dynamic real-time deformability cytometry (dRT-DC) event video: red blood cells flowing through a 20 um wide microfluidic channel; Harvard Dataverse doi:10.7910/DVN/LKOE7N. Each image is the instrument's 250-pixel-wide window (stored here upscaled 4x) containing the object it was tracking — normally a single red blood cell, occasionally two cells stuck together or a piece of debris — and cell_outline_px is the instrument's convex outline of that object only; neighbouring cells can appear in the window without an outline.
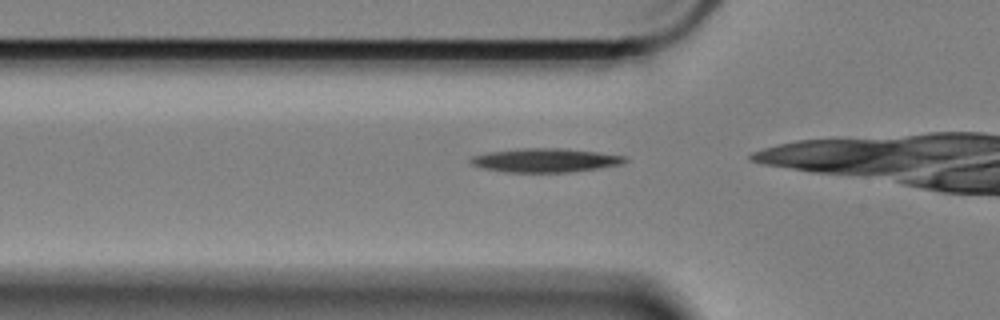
{"species": "Egyptian fruit bat (a non-hibernating species)", "species_latin": "Rousettus aegyptiacus", "temperature_condition": "cold", "stored_images_in_passage": 30, "camera_frame_rate_fps": 3000, "um_per_image_px": 0.085, "animal": {"sex": "female"}, "frame": {"image": 1, "passage_image": 3, "time_ms": 0.667, "image_size_px": [1000, 320], "cell_outline_px": [[628, 160], [624, 164], [568, 172], [508, 172], [480, 168], [472, 164], [468, 160], [472, 156], [488, 152], [516, 148], [564, 148], [628, 156]], "centroid_in_image_um": [46.34, 13.61], "position_along_channel_um": 79.5, "area_um2": 21.56}}
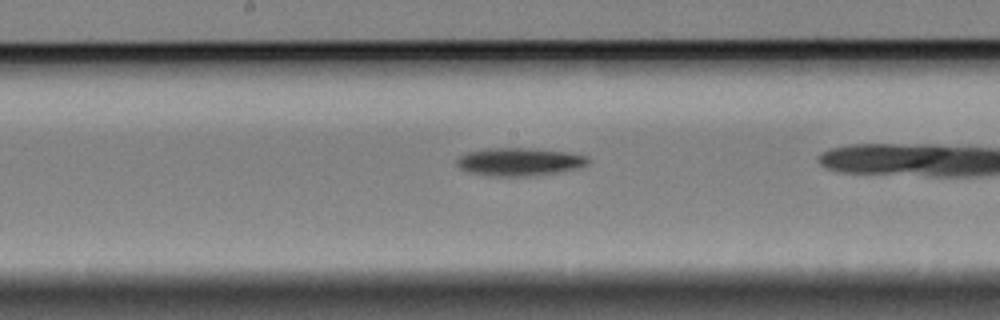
{"frame": {"image": 2, "passage_image": 14, "time_ms": 4.333, "image_size_px": [1000, 320], "cell_outline_px": [[592, 160], [588, 164], [580, 168], [556, 172], [528, 176], [492, 176], [468, 172], [460, 168], [456, 164], [456, 160], [460, 156], [468, 152], [488, 148], [524, 148], [568, 152], [588, 156]], "centroid_in_image_um": [44.17, 13.75], "position_along_channel_um": 204.0, "area_um2": 21.39}}
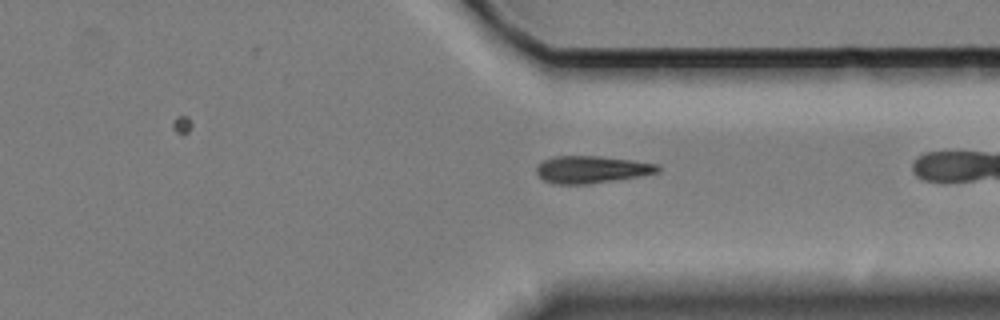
{"frame": {"image": 3, "passage_image": 28, "time_ms": 9.0, "image_size_px": [1000, 320], "cell_outline_px": [[660, 172], [640, 176], [588, 184], [556, 184], [544, 180], [536, 172], [536, 164], [544, 160], [556, 156], [600, 156], [632, 160], [660, 164]], "centroid_in_image_um": [50.3, 14.4], "position_along_channel_um": 361.1, "area_um2": 19.31}}